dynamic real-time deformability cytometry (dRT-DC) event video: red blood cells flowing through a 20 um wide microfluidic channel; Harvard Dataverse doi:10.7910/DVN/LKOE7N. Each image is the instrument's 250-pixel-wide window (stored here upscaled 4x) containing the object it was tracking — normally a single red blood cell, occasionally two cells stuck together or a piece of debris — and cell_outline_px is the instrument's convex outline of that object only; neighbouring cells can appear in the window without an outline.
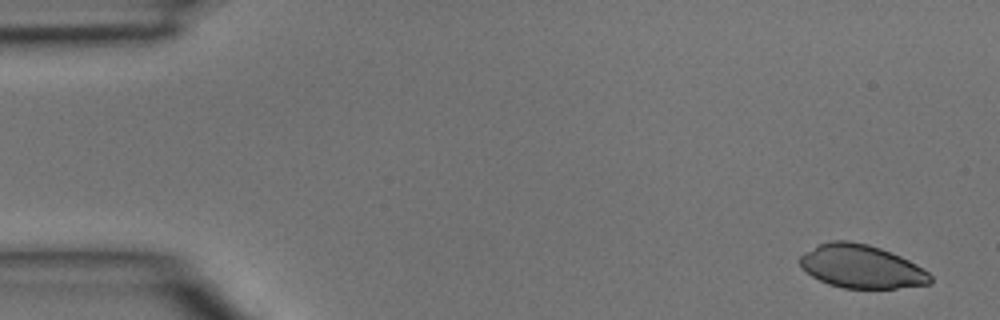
{"species": "common noctule bat (a hibernating species)", "species_latin": "Nyctalus noctula", "temperature_condition": "room temperature", "stored_images_in_passage": 4, "camera_frame_rate_fps": 3000, "um_per_image_px": 0.085, "animal": {"sex": "male", "body_mass_g": 15.6}, "frame": {"image": 1, "passage_image": 1, "time_ms": 0.0, "image_size_px": [1000, 320], "cell_outline_px": [[932, 280], [928, 284], [896, 288], [844, 288], [828, 284], [812, 276], [800, 264], [800, 256], [804, 252], [820, 244], [832, 240], [848, 240], [868, 244], [880, 248], [900, 256], [916, 264], [928, 272], [932, 276]], "centroid_in_image_um": [73.22, 22.65], "position_along_channel_um": 11.8, "area_um2": 32.66}}